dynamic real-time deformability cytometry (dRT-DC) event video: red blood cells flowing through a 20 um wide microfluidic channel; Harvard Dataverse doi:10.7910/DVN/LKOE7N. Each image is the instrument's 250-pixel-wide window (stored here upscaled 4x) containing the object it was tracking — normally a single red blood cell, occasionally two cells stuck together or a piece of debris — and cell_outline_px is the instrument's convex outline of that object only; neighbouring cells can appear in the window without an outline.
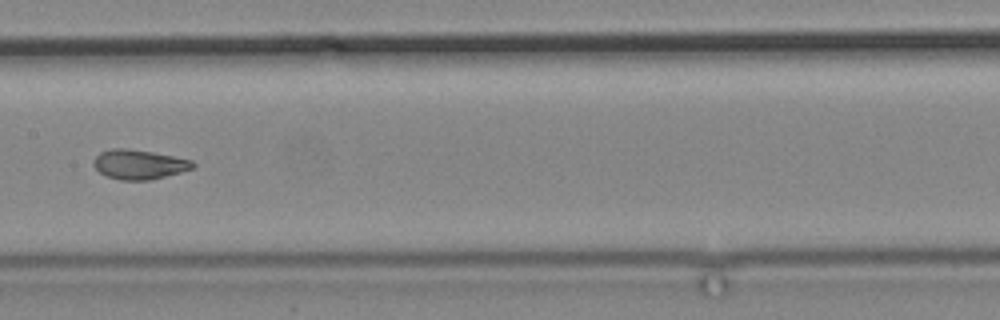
{"species": "common noctule bat (a hibernating species)", "species_latin": "Nyctalus noctula", "temperature_condition": "cold", "stored_images_in_passage": 14, "camera_frame_rate_fps": 3000, "um_per_image_px": 0.085, "animal": {"sex": "male", "body_mass_g": 19.2, "forearm_length_mm": 51.8}, "frame": {"image": 1, "passage_image": 12, "time_ms": 14.667, "image_size_px": [1000, 320], "cell_outline_px": [[196, 164], [192, 168], [180, 172], [148, 180], [120, 180], [108, 176], [100, 172], [92, 164], [92, 160], [100, 152], [112, 148], [128, 148], [152, 152], [192, 160]], "centroid_in_image_um": [11.79, 13.96], "position_along_channel_um": 195.6, "area_um2": 16.94}}
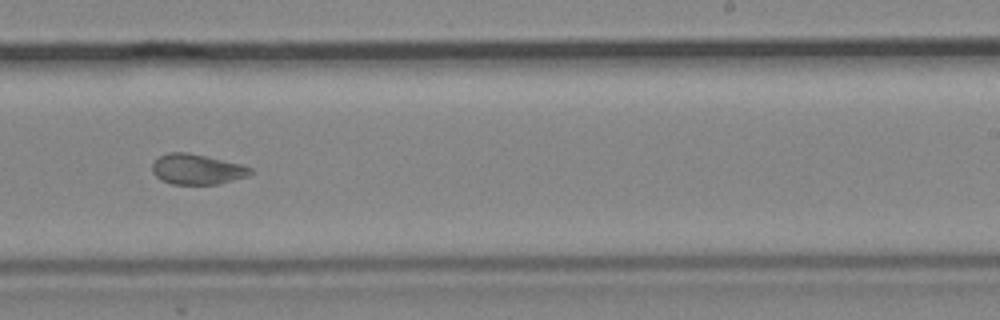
{"frame": {"image": 2, "passage_image": 14, "time_ms": 17.0, "image_size_px": [1000, 320], "cell_outline_px": [[252, 172], [248, 176], [220, 184], [172, 184], [160, 180], [152, 172], [152, 164], [160, 156], [168, 152], [188, 152], [208, 156], [244, 164], [252, 168]], "centroid_in_image_um": [16.77, 14.38], "position_along_channel_um": 272.2, "area_um2": 17.63}}